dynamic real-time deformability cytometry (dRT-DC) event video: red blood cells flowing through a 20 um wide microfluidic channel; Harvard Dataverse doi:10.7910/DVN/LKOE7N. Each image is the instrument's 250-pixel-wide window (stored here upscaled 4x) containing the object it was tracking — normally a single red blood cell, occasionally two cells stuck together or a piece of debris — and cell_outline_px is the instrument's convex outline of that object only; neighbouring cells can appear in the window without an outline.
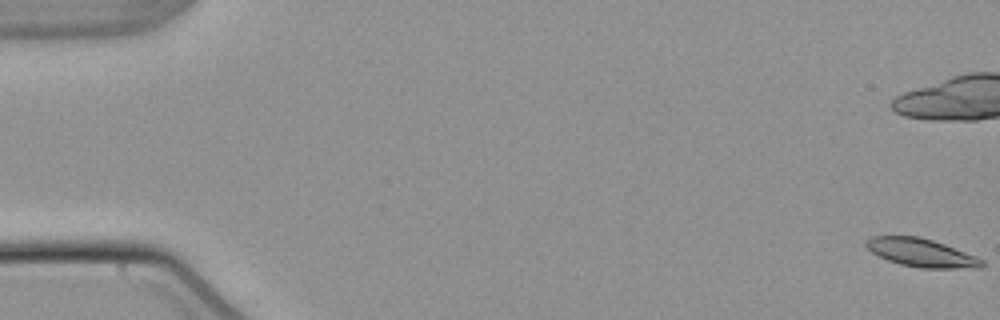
{"species": "common noctule bat (a hibernating species)", "species_latin": "Nyctalus noctula", "temperature_condition": "warm", "stored_images_in_passage": 36, "camera_frame_rate_fps": 3000, "um_per_image_px": 0.085, "animal": {"sex": "male", "body_mass_g": 21.5, "forearm_length_mm": 52.0}, "frame": {"image": 1, "passage_image": 1, "time_ms": 0.0, "image_size_px": [1000, 320], "cell_outline_px": [[984, 264], [980, 268], [920, 268], [900, 264], [888, 260], [872, 252], [864, 244], [872, 236], [920, 236], [944, 244], [984, 260]], "centroid_in_image_um": [78.31, 21.48], "position_along_channel_um": 6.7, "area_um2": 18.79}}